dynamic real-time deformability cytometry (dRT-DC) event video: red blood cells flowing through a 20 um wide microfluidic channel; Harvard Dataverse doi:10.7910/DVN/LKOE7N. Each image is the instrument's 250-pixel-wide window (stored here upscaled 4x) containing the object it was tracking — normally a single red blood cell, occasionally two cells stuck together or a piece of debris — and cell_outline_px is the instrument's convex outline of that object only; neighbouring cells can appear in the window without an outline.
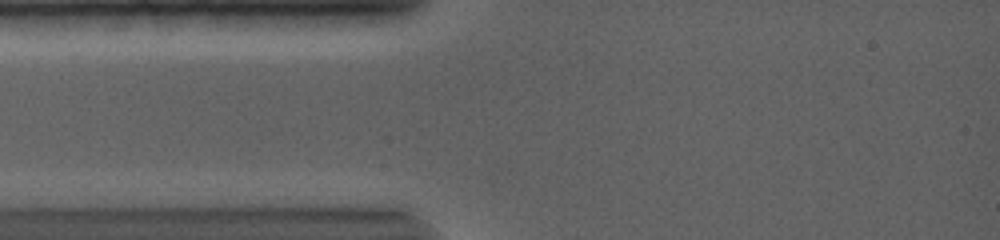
{"species": "common noctule bat (a hibernating species)", "species_latin": "Nyctalus noctula", "temperature_condition": "warm", "stored_images_in_passage": 1, "camera_frame_rate_fps": 5000, "um_per_image_px": 0.085, "animal": {"sex": "female", "body_mass_g": 19.0, "forearm_length_mm": 56.7}, "frame": {"image": 1, "passage_image": 1, "time_ms": 0.0, "image_size_px": [1000, 240], "cell_outline_px": [[436, 128], [420, 144], [388, 152], [376, 128], [384, 120], [436, 116]], "centroid_in_image_um": [34.48, 11.21], "position_along_channel_um": 50.5, "area_um2": 10.58}}